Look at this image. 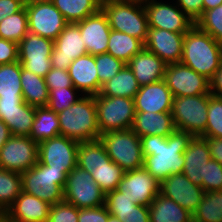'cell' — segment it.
<instances>
[{
	"mask_svg": "<svg viewBox=\"0 0 222 222\" xmlns=\"http://www.w3.org/2000/svg\"><path fill=\"white\" fill-rule=\"evenodd\" d=\"M191 133L175 130L168 137L149 135L140 137L144 168L159 182L173 174L182 173L183 153Z\"/></svg>",
	"mask_w": 222,
	"mask_h": 222,
	"instance_id": "6da1fadb",
	"label": "cell"
},
{
	"mask_svg": "<svg viewBox=\"0 0 222 222\" xmlns=\"http://www.w3.org/2000/svg\"><path fill=\"white\" fill-rule=\"evenodd\" d=\"M222 62V44L196 24L185 33L180 63L210 80Z\"/></svg>",
	"mask_w": 222,
	"mask_h": 222,
	"instance_id": "7a4b0ae2",
	"label": "cell"
},
{
	"mask_svg": "<svg viewBox=\"0 0 222 222\" xmlns=\"http://www.w3.org/2000/svg\"><path fill=\"white\" fill-rule=\"evenodd\" d=\"M57 114L60 135L79 143L100 138L95 96H82L75 104Z\"/></svg>",
	"mask_w": 222,
	"mask_h": 222,
	"instance_id": "3957f363",
	"label": "cell"
},
{
	"mask_svg": "<svg viewBox=\"0 0 222 222\" xmlns=\"http://www.w3.org/2000/svg\"><path fill=\"white\" fill-rule=\"evenodd\" d=\"M67 175L64 170H52L38 161L21 174L22 191L54 205L64 200Z\"/></svg>",
	"mask_w": 222,
	"mask_h": 222,
	"instance_id": "277c9868",
	"label": "cell"
},
{
	"mask_svg": "<svg viewBox=\"0 0 222 222\" xmlns=\"http://www.w3.org/2000/svg\"><path fill=\"white\" fill-rule=\"evenodd\" d=\"M99 140L110 159L125 172L144 166L141 140L132 129L102 133Z\"/></svg>",
	"mask_w": 222,
	"mask_h": 222,
	"instance_id": "5b68a950",
	"label": "cell"
},
{
	"mask_svg": "<svg viewBox=\"0 0 222 222\" xmlns=\"http://www.w3.org/2000/svg\"><path fill=\"white\" fill-rule=\"evenodd\" d=\"M101 9L107 15L111 30L126 33L145 43L148 21L144 5L110 1L103 3Z\"/></svg>",
	"mask_w": 222,
	"mask_h": 222,
	"instance_id": "8992f818",
	"label": "cell"
},
{
	"mask_svg": "<svg viewBox=\"0 0 222 222\" xmlns=\"http://www.w3.org/2000/svg\"><path fill=\"white\" fill-rule=\"evenodd\" d=\"M208 94L198 96L173 97L172 118L176 130L201 136L206 130L209 104Z\"/></svg>",
	"mask_w": 222,
	"mask_h": 222,
	"instance_id": "52a82bcc",
	"label": "cell"
},
{
	"mask_svg": "<svg viewBox=\"0 0 222 222\" xmlns=\"http://www.w3.org/2000/svg\"><path fill=\"white\" fill-rule=\"evenodd\" d=\"M100 134L131 129L135 117L134 99L95 95Z\"/></svg>",
	"mask_w": 222,
	"mask_h": 222,
	"instance_id": "ba28073f",
	"label": "cell"
},
{
	"mask_svg": "<svg viewBox=\"0 0 222 222\" xmlns=\"http://www.w3.org/2000/svg\"><path fill=\"white\" fill-rule=\"evenodd\" d=\"M64 200L78 209L105 205V193L93 180L91 173L76 166L66 178Z\"/></svg>",
	"mask_w": 222,
	"mask_h": 222,
	"instance_id": "9c48e42d",
	"label": "cell"
},
{
	"mask_svg": "<svg viewBox=\"0 0 222 222\" xmlns=\"http://www.w3.org/2000/svg\"><path fill=\"white\" fill-rule=\"evenodd\" d=\"M53 47V40L28 31L18 43V61L24 69L45 77L52 69L51 53Z\"/></svg>",
	"mask_w": 222,
	"mask_h": 222,
	"instance_id": "30bf717a",
	"label": "cell"
},
{
	"mask_svg": "<svg viewBox=\"0 0 222 222\" xmlns=\"http://www.w3.org/2000/svg\"><path fill=\"white\" fill-rule=\"evenodd\" d=\"M38 162V143L29 136L11 135L0 150V168L24 173Z\"/></svg>",
	"mask_w": 222,
	"mask_h": 222,
	"instance_id": "8fae6325",
	"label": "cell"
},
{
	"mask_svg": "<svg viewBox=\"0 0 222 222\" xmlns=\"http://www.w3.org/2000/svg\"><path fill=\"white\" fill-rule=\"evenodd\" d=\"M79 142L58 135L38 143V161L52 170H64L67 174L77 166Z\"/></svg>",
	"mask_w": 222,
	"mask_h": 222,
	"instance_id": "7c38bea8",
	"label": "cell"
},
{
	"mask_svg": "<svg viewBox=\"0 0 222 222\" xmlns=\"http://www.w3.org/2000/svg\"><path fill=\"white\" fill-rule=\"evenodd\" d=\"M164 80L173 97L198 96L210 92V80L182 63L167 64Z\"/></svg>",
	"mask_w": 222,
	"mask_h": 222,
	"instance_id": "4fadbf2b",
	"label": "cell"
},
{
	"mask_svg": "<svg viewBox=\"0 0 222 222\" xmlns=\"http://www.w3.org/2000/svg\"><path fill=\"white\" fill-rule=\"evenodd\" d=\"M162 1L151 0L144 5L148 27L186 33L195 25L176 3Z\"/></svg>",
	"mask_w": 222,
	"mask_h": 222,
	"instance_id": "5bb4252c",
	"label": "cell"
},
{
	"mask_svg": "<svg viewBox=\"0 0 222 222\" xmlns=\"http://www.w3.org/2000/svg\"><path fill=\"white\" fill-rule=\"evenodd\" d=\"M117 190L125 193L135 204L148 207L160 193V182L141 167L124 172Z\"/></svg>",
	"mask_w": 222,
	"mask_h": 222,
	"instance_id": "9a60e30c",
	"label": "cell"
},
{
	"mask_svg": "<svg viewBox=\"0 0 222 222\" xmlns=\"http://www.w3.org/2000/svg\"><path fill=\"white\" fill-rule=\"evenodd\" d=\"M28 31L55 40L68 22L52 2H42L25 7Z\"/></svg>",
	"mask_w": 222,
	"mask_h": 222,
	"instance_id": "2e32d148",
	"label": "cell"
},
{
	"mask_svg": "<svg viewBox=\"0 0 222 222\" xmlns=\"http://www.w3.org/2000/svg\"><path fill=\"white\" fill-rule=\"evenodd\" d=\"M85 54L87 50L81 39L79 26L76 23H68L54 40L51 53L52 68L68 70L74 60Z\"/></svg>",
	"mask_w": 222,
	"mask_h": 222,
	"instance_id": "e0dca14e",
	"label": "cell"
},
{
	"mask_svg": "<svg viewBox=\"0 0 222 222\" xmlns=\"http://www.w3.org/2000/svg\"><path fill=\"white\" fill-rule=\"evenodd\" d=\"M203 193L202 187L193 184L183 173L170 175L160 182V194L174 200L191 214L200 204Z\"/></svg>",
	"mask_w": 222,
	"mask_h": 222,
	"instance_id": "ac0fdd59",
	"label": "cell"
},
{
	"mask_svg": "<svg viewBox=\"0 0 222 222\" xmlns=\"http://www.w3.org/2000/svg\"><path fill=\"white\" fill-rule=\"evenodd\" d=\"M185 33L148 27L144 48L156 54L166 64L180 63Z\"/></svg>",
	"mask_w": 222,
	"mask_h": 222,
	"instance_id": "d6986e66",
	"label": "cell"
},
{
	"mask_svg": "<svg viewBox=\"0 0 222 222\" xmlns=\"http://www.w3.org/2000/svg\"><path fill=\"white\" fill-rule=\"evenodd\" d=\"M76 24L79 26L87 53L91 55L107 53L111 28L102 9Z\"/></svg>",
	"mask_w": 222,
	"mask_h": 222,
	"instance_id": "ffe728a7",
	"label": "cell"
},
{
	"mask_svg": "<svg viewBox=\"0 0 222 222\" xmlns=\"http://www.w3.org/2000/svg\"><path fill=\"white\" fill-rule=\"evenodd\" d=\"M50 207L48 202L21 191L0 222H47Z\"/></svg>",
	"mask_w": 222,
	"mask_h": 222,
	"instance_id": "44dd1931",
	"label": "cell"
},
{
	"mask_svg": "<svg viewBox=\"0 0 222 222\" xmlns=\"http://www.w3.org/2000/svg\"><path fill=\"white\" fill-rule=\"evenodd\" d=\"M173 95L165 80L140 86L134 97L135 112H172Z\"/></svg>",
	"mask_w": 222,
	"mask_h": 222,
	"instance_id": "7402d4cb",
	"label": "cell"
},
{
	"mask_svg": "<svg viewBox=\"0 0 222 222\" xmlns=\"http://www.w3.org/2000/svg\"><path fill=\"white\" fill-rule=\"evenodd\" d=\"M184 166L182 173L193 183L202 186L205 178L206 163L211 154L206 140L201 136H193L183 153Z\"/></svg>",
	"mask_w": 222,
	"mask_h": 222,
	"instance_id": "603a6c76",
	"label": "cell"
},
{
	"mask_svg": "<svg viewBox=\"0 0 222 222\" xmlns=\"http://www.w3.org/2000/svg\"><path fill=\"white\" fill-rule=\"evenodd\" d=\"M73 86L84 96L98 94V72L95 55L89 53L78 57L68 68Z\"/></svg>",
	"mask_w": 222,
	"mask_h": 222,
	"instance_id": "cb8c5ba5",
	"label": "cell"
},
{
	"mask_svg": "<svg viewBox=\"0 0 222 222\" xmlns=\"http://www.w3.org/2000/svg\"><path fill=\"white\" fill-rule=\"evenodd\" d=\"M127 65L132 70L140 86L164 79L167 64L156 54L143 48Z\"/></svg>",
	"mask_w": 222,
	"mask_h": 222,
	"instance_id": "d4e9b609",
	"label": "cell"
},
{
	"mask_svg": "<svg viewBox=\"0 0 222 222\" xmlns=\"http://www.w3.org/2000/svg\"><path fill=\"white\" fill-rule=\"evenodd\" d=\"M105 206L121 222H150L148 207L135 204L117 189L105 194Z\"/></svg>",
	"mask_w": 222,
	"mask_h": 222,
	"instance_id": "484cf974",
	"label": "cell"
},
{
	"mask_svg": "<svg viewBox=\"0 0 222 222\" xmlns=\"http://www.w3.org/2000/svg\"><path fill=\"white\" fill-rule=\"evenodd\" d=\"M131 129L139 137L149 135L168 137L176 130L171 112H135Z\"/></svg>",
	"mask_w": 222,
	"mask_h": 222,
	"instance_id": "4316f807",
	"label": "cell"
},
{
	"mask_svg": "<svg viewBox=\"0 0 222 222\" xmlns=\"http://www.w3.org/2000/svg\"><path fill=\"white\" fill-rule=\"evenodd\" d=\"M148 209L150 222H193L192 214L188 210L160 193Z\"/></svg>",
	"mask_w": 222,
	"mask_h": 222,
	"instance_id": "83f0119b",
	"label": "cell"
},
{
	"mask_svg": "<svg viewBox=\"0 0 222 222\" xmlns=\"http://www.w3.org/2000/svg\"><path fill=\"white\" fill-rule=\"evenodd\" d=\"M21 87L23 100L33 107H46L49 101V90L44 77L36 75L21 65Z\"/></svg>",
	"mask_w": 222,
	"mask_h": 222,
	"instance_id": "f1b7e54d",
	"label": "cell"
},
{
	"mask_svg": "<svg viewBox=\"0 0 222 222\" xmlns=\"http://www.w3.org/2000/svg\"><path fill=\"white\" fill-rule=\"evenodd\" d=\"M35 113L36 107L24 101L15 109L1 110L0 119L8 126L11 135L29 136Z\"/></svg>",
	"mask_w": 222,
	"mask_h": 222,
	"instance_id": "f546056e",
	"label": "cell"
},
{
	"mask_svg": "<svg viewBox=\"0 0 222 222\" xmlns=\"http://www.w3.org/2000/svg\"><path fill=\"white\" fill-rule=\"evenodd\" d=\"M140 89L132 70L126 64L112 79L102 85L99 95L134 99Z\"/></svg>",
	"mask_w": 222,
	"mask_h": 222,
	"instance_id": "4dcf8cb0",
	"label": "cell"
},
{
	"mask_svg": "<svg viewBox=\"0 0 222 222\" xmlns=\"http://www.w3.org/2000/svg\"><path fill=\"white\" fill-rule=\"evenodd\" d=\"M58 135H60L58 114L47 106L36 107L35 118L29 137L40 143Z\"/></svg>",
	"mask_w": 222,
	"mask_h": 222,
	"instance_id": "1f68e13d",
	"label": "cell"
},
{
	"mask_svg": "<svg viewBox=\"0 0 222 222\" xmlns=\"http://www.w3.org/2000/svg\"><path fill=\"white\" fill-rule=\"evenodd\" d=\"M77 166L91 173L93 180L105 194L118 188L125 172L112 160L105 164Z\"/></svg>",
	"mask_w": 222,
	"mask_h": 222,
	"instance_id": "d6a6232c",
	"label": "cell"
},
{
	"mask_svg": "<svg viewBox=\"0 0 222 222\" xmlns=\"http://www.w3.org/2000/svg\"><path fill=\"white\" fill-rule=\"evenodd\" d=\"M107 45V53L126 64L144 48L141 40L116 30L110 31Z\"/></svg>",
	"mask_w": 222,
	"mask_h": 222,
	"instance_id": "836d02e7",
	"label": "cell"
},
{
	"mask_svg": "<svg viewBox=\"0 0 222 222\" xmlns=\"http://www.w3.org/2000/svg\"><path fill=\"white\" fill-rule=\"evenodd\" d=\"M68 23H76L101 9L98 0H52Z\"/></svg>",
	"mask_w": 222,
	"mask_h": 222,
	"instance_id": "e575fe53",
	"label": "cell"
},
{
	"mask_svg": "<svg viewBox=\"0 0 222 222\" xmlns=\"http://www.w3.org/2000/svg\"><path fill=\"white\" fill-rule=\"evenodd\" d=\"M0 98L23 99L19 61L0 65Z\"/></svg>",
	"mask_w": 222,
	"mask_h": 222,
	"instance_id": "d590c367",
	"label": "cell"
},
{
	"mask_svg": "<svg viewBox=\"0 0 222 222\" xmlns=\"http://www.w3.org/2000/svg\"><path fill=\"white\" fill-rule=\"evenodd\" d=\"M193 222H222V190L203 193L201 202L192 214Z\"/></svg>",
	"mask_w": 222,
	"mask_h": 222,
	"instance_id": "8d00e7d4",
	"label": "cell"
},
{
	"mask_svg": "<svg viewBox=\"0 0 222 222\" xmlns=\"http://www.w3.org/2000/svg\"><path fill=\"white\" fill-rule=\"evenodd\" d=\"M22 191L21 174L0 168V217Z\"/></svg>",
	"mask_w": 222,
	"mask_h": 222,
	"instance_id": "74e56055",
	"label": "cell"
},
{
	"mask_svg": "<svg viewBox=\"0 0 222 222\" xmlns=\"http://www.w3.org/2000/svg\"><path fill=\"white\" fill-rule=\"evenodd\" d=\"M28 33V15L25 7L17 13L6 16L0 22V37L17 44Z\"/></svg>",
	"mask_w": 222,
	"mask_h": 222,
	"instance_id": "f35d334b",
	"label": "cell"
},
{
	"mask_svg": "<svg viewBox=\"0 0 222 222\" xmlns=\"http://www.w3.org/2000/svg\"><path fill=\"white\" fill-rule=\"evenodd\" d=\"M110 161L111 159L107 155L105 146L99 139L79 143L77 165H97L109 163Z\"/></svg>",
	"mask_w": 222,
	"mask_h": 222,
	"instance_id": "ab89813d",
	"label": "cell"
},
{
	"mask_svg": "<svg viewBox=\"0 0 222 222\" xmlns=\"http://www.w3.org/2000/svg\"><path fill=\"white\" fill-rule=\"evenodd\" d=\"M95 63L98 72V94L101 87L112 79L126 65L122 60L109 53L95 55Z\"/></svg>",
	"mask_w": 222,
	"mask_h": 222,
	"instance_id": "60d3db41",
	"label": "cell"
},
{
	"mask_svg": "<svg viewBox=\"0 0 222 222\" xmlns=\"http://www.w3.org/2000/svg\"><path fill=\"white\" fill-rule=\"evenodd\" d=\"M206 130L201 137L222 138V97L209 96Z\"/></svg>",
	"mask_w": 222,
	"mask_h": 222,
	"instance_id": "b9f144b4",
	"label": "cell"
},
{
	"mask_svg": "<svg viewBox=\"0 0 222 222\" xmlns=\"http://www.w3.org/2000/svg\"><path fill=\"white\" fill-rule=\"evenodd\" d=\"M195 24L222 44V4L213 9L205 10Z\"/></svg>",
	"mask_w": 222,
	"mask_h": 222,
	"instance_id": "7bdbcfd3",
	"label": "cell"
},
{
	"mask_svg": "<svg viewBox=\"0 0 222 222\" xmlns=\"http://www.w3.org/2000/svg\"><path fill=\"white\" fill-rule=\"evenodd\" d=\"M82 96L84 95H81L75 87L51 90L47 107L59 113L75 104Z\"/></svg>",
	"mask_w": 222,
	"mask_h": 222,
	"instance_id": "ee69618b",
	"label": "cell"
},
{
	"mask_svg": "<svg viewBox=\"0 0 222 222\" xmlns=\"http://www.w3.org/2000/svg\"><path fill=\"white\" fill-rule=\"evenodd\" d=\"M79 209L65 200L51 205L47 222H78Z\"/></svg>",
	"mask_w": 222,
	"mask_h": 222,
	"instance_id": "f6af8a7d",
	"label": "cell"
},
{
	"mask_svg": "<svg viewBox=\"0 0 222 222\" xmlns=\"http://www.w3.org/2000/svg\"><path fill=\"white\" fill-rule=\"evenodd\" d=\"M201 187L204 192L222 190V165L212 158L206 163Z\"/></svg>",
	"mask_w": 222,
	"mask_h": 222,
	"instance_id": "bcb514c9",
	"label": "cell"
},
{
	"mask_svg": "<svg viewBox=\"0 0 222 222\" xmlns=\"http://www.w3.org/2000/svg\"><path fill=\"white\" fill-rule=\"evenodd\" d=\"M49 92L55 89L74 87L68 70L52 68L44 77Z\"/></svg>",
	"mask_w": 222,
	"mask_h": 222,
	"instance_id": "7dc6e473",
	"label": "cell"
},
{
	"mask_svg": "<svg viewBox=\"0 0 222 222\" xmlns=\"http://www.w3.org/2000/svg\"><path fill=\"white\" fill-rule=\"evenodd\" d=\"M109 211L105 205L79 209L78 222H107Z\"/></svg>",
	"mask_w": 222,
	"mask_h": 222,
	"instance_id": "c3c4849f",
	"label": "cell"
},
{
	"mask_svg": "<svg viewBox=\"0 0 222 222\" xmlns=\"http://www.w3.org/2000/svg\"><path fill=\"white\" fill-rule=\"evenodd\" d=\"M18 61V44L0 38V65L11 64Z\"/></svg>",
	"mask_w": 222,
	"mask_h": 222,
	"instance_id": "681fc988",
	"label": "cell"
},
{
	"mask_svg": "<svg viewBox=\"0 0 222 222\" xmlns=\"http://www.w3.org/2000/svg\"><path fill=\"white\" fill-rule=\"evenodd\" d=\"M174 2L194 22L203 14V0H175Z\"/></svg>",
	"mask_w": 222,
	"mask_h": 222,
	"instance_id": "f907efd6",
	"label": "cell"
},
{
	"mask_svg": "<svg viewBox=\"0 0 222 222\" xmlns=\"http://www.w3.org/2000/svg\"><path fill=\"white\" fill-rule=\"evenodd\" d=\"M24 6L21 0H0V22L6 17L20 11Z\"/></svg>",
	"mask_w": 222,
	"mask_h": 222,
	"instance_id": "816d5d0a",
	"label": "cell"
},
{
	"mask_svg": "<svg viewBox=\"0 0 222 222\" xmlns=\"http://www.w3.org/2000/svg\"><path fill=\"white\" fill-rule=\"evenodd\" d=\"M208 145L211 158L222 165V138L203 137Z\"/></svg>",
	"mask_w": 222,
	"mask_h": 222,
	"instance_id": "f5cc1de1",
	"label": "cell"
},
{
	"mask_svg": "<svg viewBox=\"0 0 222 222\" xmlns=\"http://www.w3.org/2000/svg\"><path fill=\"white\" fill-rule=\"evenodd\" d=\"M210 93L211 95L222 97V62L219 69L210 79Z\"/></svg>",
	"mask_w": 222,
	"mask_h": 222,
	"instance_id": "db71d44e",
	"label": "cell"
},
{
	"mask_svg": "<svg viewBox=\"0 0 222 222\" xmlns=\"http://www.w3.org/2000/svg\"><path fill=\"white\" fill-rule=\"evenodd\" d=\"M23 99H3L0 98V111L15 109L18 105L23 103Z\"/></svg>",
	"mask_w": 222,
	"mask_h": 222,
	"instance_id": "11a10c76",
	"label": "cell"
},
{
	"mask_svg": "<svg viewBox=\"0 0 222 222\" xmlns=\"http://www.w3.org/2000/svg\"><path fill=\"white\" fill-rule=\"evenodd\" d=\"M10 137L11 133L8 126L0 119V150Z\"/></svg>",
	"mask_w": 222,
	"mask_h": 222,
	"instance_id": "9f6ffc18",
	"label": "cell"
},
{
	"mask_svg": "<svg viewBox=\"0 0 222 222\" xmlns=\"http://www.w3.org/2000/svg\"><path fill=\"white\" fill-rule=\"evenodd\" d=\"M222 4V0H203V12L213 9Z\"/></svg>",
	"mask_w": 222,
	"mask_h": 222,
	"instance_id": "6f0895ef",
	"label": "cell"
},
{
	"mask_svg": "<svg viewBox=\"0 0 222 222\" xmlns=\"http://www.w3.org/2000/svg\"><path fill=\"white\" fill-rule=\"evenodd\" d=\"M52 0H21V3L24 7H27L32 4L42 3V2H51Z\"/></svg>",
	"mask_w": 222,
	"mask_h": 222,
	"instance_id": "680465c9",
	"label": "cell"
},
{
	"mask_svg": "<svg viewBox=\"0 0 222 222\" xmlns=\"http://www.w3.org/2000/svg\"><path fill=\"white\" fill-rule=\"evenodd\" d=\"M150 1L151 0H119V2L138 3V4H142V5H145Z\"/></svg>",
	"mask_w": 222,
	"mask_h": 222,
	"instance_id": "91938a15",
	"label": "cell"
},
{
	"mask_svg": "<svg viewBox=\"0 0 222 222\" xmlns=\"http://www.w3.org/2000/svg\"><path fill=\"white\" fill-rule=\"evenodd\" d=\"M107 222H121L116 216L109 214Z\"/></svg>",
	"mask_w": 222,
	"mask_h": 222,
	"instance_id": "94428289",
	"label": "cell"
},
{
	"mask_svg": "<svg viewBox=\"0 0 222 222\" xmlns=\"http://www.w3.org/2000/svg\"><path fill=\"white\" fill-rule=\"evenodd\" d=\"M110 1H119V0H98V2L102 5L103 3L110 2Z\"/></svg>",
	"mask_w": 222,
	"mask_h": 222,
	"instance_id": "6125c7cd",
	"label": "cell"
}]
</instances>
